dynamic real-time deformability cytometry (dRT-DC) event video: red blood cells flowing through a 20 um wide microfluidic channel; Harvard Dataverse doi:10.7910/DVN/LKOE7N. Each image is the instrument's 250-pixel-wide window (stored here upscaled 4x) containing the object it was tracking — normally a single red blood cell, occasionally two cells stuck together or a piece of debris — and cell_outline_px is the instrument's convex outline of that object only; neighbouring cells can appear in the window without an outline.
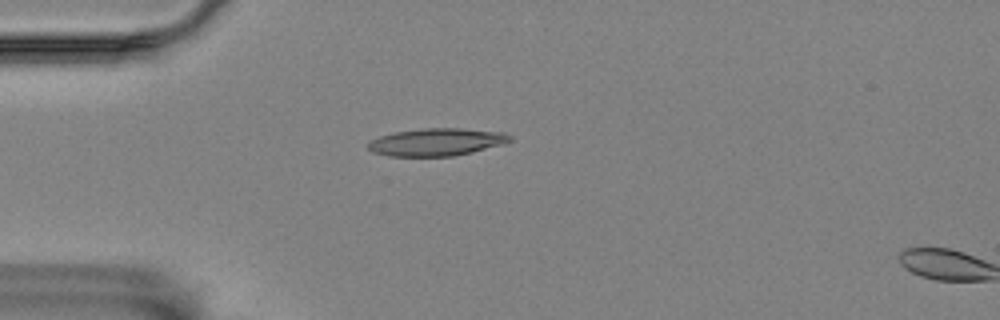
{"species": "Egyptian fruit bat (a non-hibernating species)", "species_latin": "Rousettus aegyptiacus", "temperature_condition": "room temperature", "stored_images_in_passage": 5, "camera_frame_rate_fps": 3000, "um_per_image_px": 0.085, "animal": {"sex": "female"}, "frame": {"image": 1, "passage_image": 4, "time_ms": 1.0, "image_size_px": [1000, 320], "cell_outline_px": [[512, 140], [504, 144], [472, 152], [452, 156], [388, 156], [372, 152], [364, 144], [368, 140], [392, 132], [424, 128], [460, 128], [504, 132], [512, 136]], "centroid_in_image_um": [37.07, 12.07], "position_along_channel_um": 47.9, "area_um2": 23.06}}